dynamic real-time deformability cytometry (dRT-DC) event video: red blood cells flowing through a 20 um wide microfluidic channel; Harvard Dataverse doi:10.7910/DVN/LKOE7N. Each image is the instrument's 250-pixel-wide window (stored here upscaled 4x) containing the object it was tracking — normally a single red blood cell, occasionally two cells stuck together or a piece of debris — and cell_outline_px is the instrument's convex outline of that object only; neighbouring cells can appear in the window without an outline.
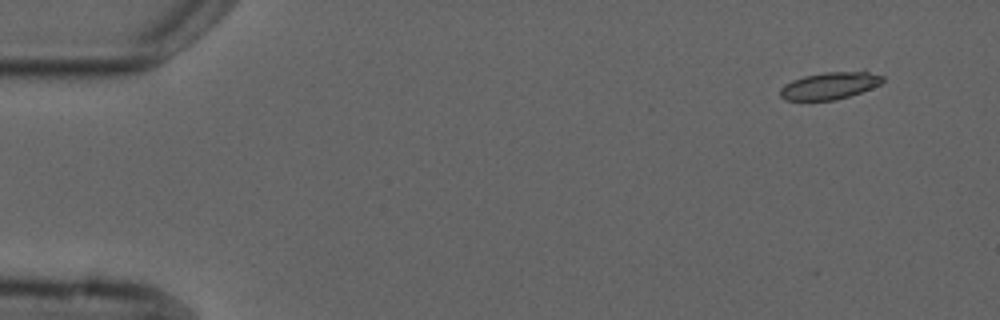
{"species": "common noctule bat (a hibernating species)", "species_latin": "Nyctalus noctula", "temperature_condition": "cold", "stored_images_in_passage": 7, "camera_frame_rate_fps": 3000, "um_per_image_px": 0.085, "animal": {"sex": "male", "forearm_length_mm": 52.5}, "frame": {"image": 1, "passage_image": 1, "time_ms": 0.0, "image_size_px": [1000, 320], "cell_outline_px": [[884, 80], [880, 84], [872, 88], [836, 100], [784, 100], [780, 96], [780, 88], [784, 84], [792, 80], [804, 76], [824, 72], [864, 68], [884, 76]], "centroid_in_image_um": [70.6, 7.23], "position_along_channel_um": 14.4, "area_um2": 16.88}}
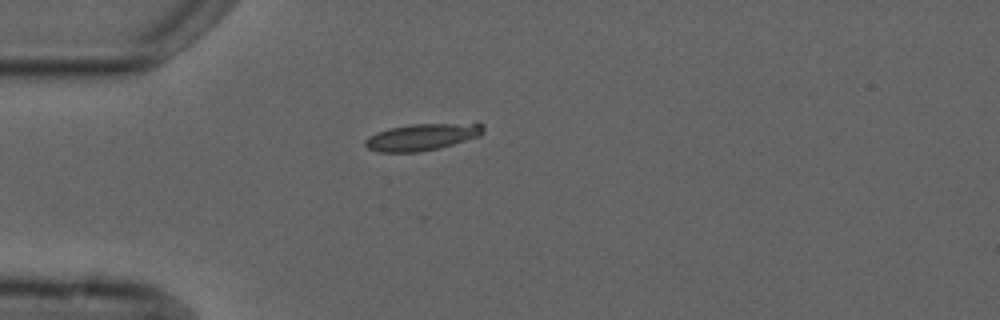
{"frame": {"image": 2, "passage_image": 4, "time_ms": 3.667, "image_size_px": [1000, 320], "cell_outline_px": [[484, 132], [480, 136], [440, 148], [420, 152], [380, 152], [368, 148], [364, 144], [364, 140], [368, 136], [376, 132], [388, 128], [412, 124], [484, 124]], "centroid_in_image_um": [35.84, 11.65], "position_along_channel_um": 49.2, "area_um2": 18.38}}